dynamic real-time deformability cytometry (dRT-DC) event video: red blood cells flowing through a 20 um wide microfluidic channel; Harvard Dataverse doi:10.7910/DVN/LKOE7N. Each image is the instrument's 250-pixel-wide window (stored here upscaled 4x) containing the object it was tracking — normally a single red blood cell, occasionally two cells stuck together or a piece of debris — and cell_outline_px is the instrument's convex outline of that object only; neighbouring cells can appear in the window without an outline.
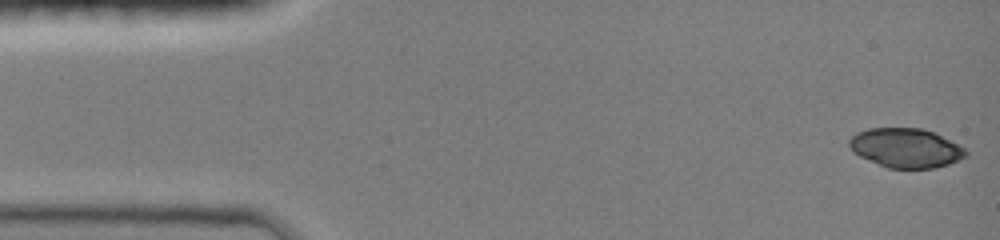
{"species": "common noctule bat (a hibernating species)", "species_latin": "Nyctalus noctula", "temperature_condition": "room temperature", "stored_images_in_passage": 10, "camera_frame_rate_fps": 3000, "um_per_image_px": 0.085, "animal": {"sex": "female", "body_mass_g": 19.0, "forearm_length_mm": 51.5}, "frame": {"image": 1, "passage_image": 1, "time_ms": 0.0, "image_size_px": [1000, 240], "cell_outline_px": [[968, 152], [964, 156], [948, 164], [932, 168], [888, 168], [860, 156], [848, 144], [848, 140], [856, 132], [868, 128], [920, 128], [936, 132], [964, 148]], "centroid_in_image_um": [76.98, 12.55], "position_along_channel_um": 8.0, "area_um2": 26.41}}
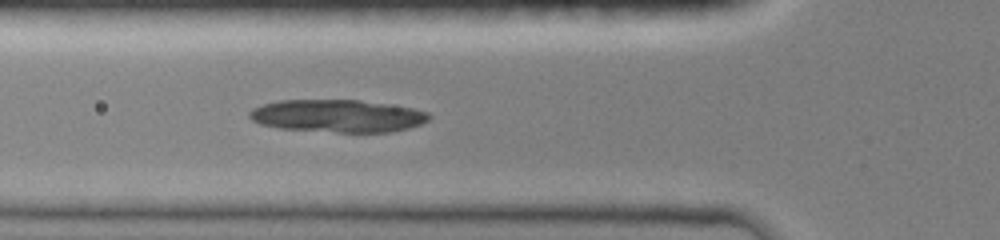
{"frame": {"image": 2, "passage_image": 10, "time_ms": 5.0, "image_size_px": [1000, 240], "cell_outline_px": [[432, 116], [428, 120], [420, 124], [408, 128], [388, 132], [336, 132], [280, 128], [260, 124], [252, 120], [248, 116], [248, 112], [252, 108], [264, 104], [280, 100], [360, 100], [412, 108], [428, 112]], "centroid_in_image_um": [28.68, 9.85], "position_along_channel_um": 97.1, "area_um2": 33.99}}